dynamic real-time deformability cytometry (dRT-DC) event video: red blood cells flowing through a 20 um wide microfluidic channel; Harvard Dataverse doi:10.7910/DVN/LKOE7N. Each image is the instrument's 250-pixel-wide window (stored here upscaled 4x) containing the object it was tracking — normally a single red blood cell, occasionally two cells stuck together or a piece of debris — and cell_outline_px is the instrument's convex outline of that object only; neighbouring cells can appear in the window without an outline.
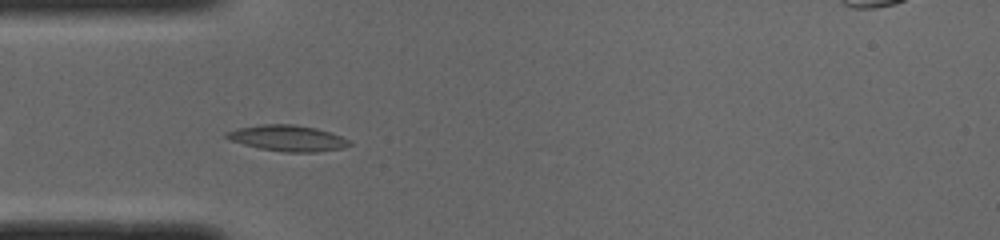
{"species": "common noctule bat (a hibernating species)", "species_latin": "Nyctalus noctula", "temperature_condition": "cold", "stored_images_in_passage": 40, "camera_frame_rate_fps": 3000, "um_per_image_px": 0.085, "animal": {"sex": "male", "body_mass_g": 19.0, "forearm_length_mm": 50.8}, "frame": {"image": 1, "passage_image": 4, "time_ms": 1.0, "image_size_px": [1000, 240], "cell_outline_px": [[352, 144], [344, 148], [316, 152], [284, 152], [260, 148], [244, 144], [232, 140], [224, 136], [224, 132], [236, 128], [260, 124], [292, 124], [316, 128], [340, 136], [348, 140]], "centroid_in_image_um": [24.42, 11.74], "position_along_channel_um": 60.6, "area_um2": 18.5}}
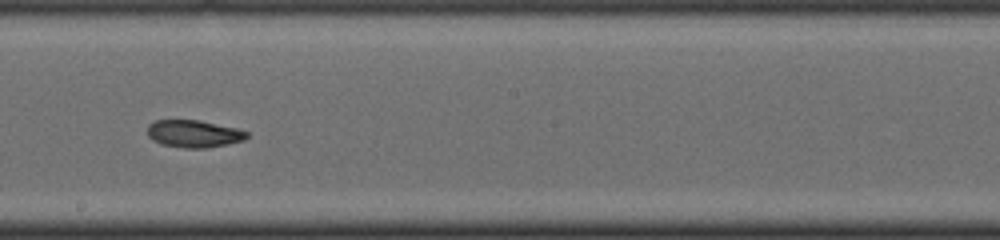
{"frame": {"image": 2, "passage_image": 17, "time_ms": 5.333, "image_size_px": [1000, 240], "cell_outline_px": [[248, 136], [244, 140], [204, 148], [184, 148], [160, 144], [152, 140], [148, 136], [148, 124], [156, 120], [200, 120], [236, 128], [248, 132]], "centroid_in_image_um": [16.44, 11.36], "position_along_channel_um": 231.8, "area_um2": 15.78}}
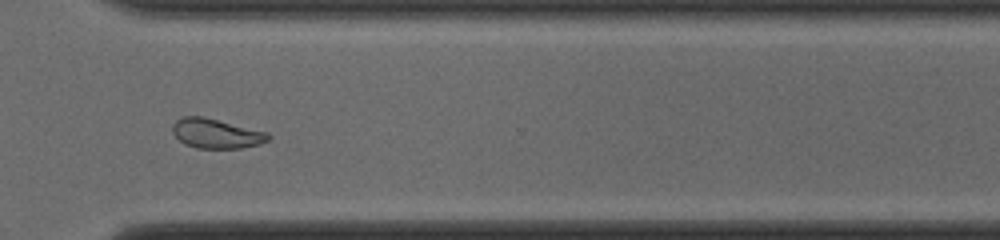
{"frame": {"image": 3, "passage_image": 26, "time_ms": 8.333, "image_size_px": [1000, 240], "cell_outline_px": [[272, 136], [268, 140], [260, 144], [240, 148], [196, 148], [184, 144], [172, 132], [172, 124], [176, 120], [184, 116], [204, 116], [268, 132]], "centroid_in_image_um": [18.38, 11.34], "position_along_channel_um": 352.2, "area_um2": 16.65}, "authors_computed_cell_mechanics": {"area_um2": 16.7042, "velocity_mm_per_s": 3.9849, "shape_relaxation_time_tau1_ms": 7.1084, "shape_relaxation_time_tau2_ms": null, "deformation_change_tau1": 0.1902, "deformation_change_tau2": null}}